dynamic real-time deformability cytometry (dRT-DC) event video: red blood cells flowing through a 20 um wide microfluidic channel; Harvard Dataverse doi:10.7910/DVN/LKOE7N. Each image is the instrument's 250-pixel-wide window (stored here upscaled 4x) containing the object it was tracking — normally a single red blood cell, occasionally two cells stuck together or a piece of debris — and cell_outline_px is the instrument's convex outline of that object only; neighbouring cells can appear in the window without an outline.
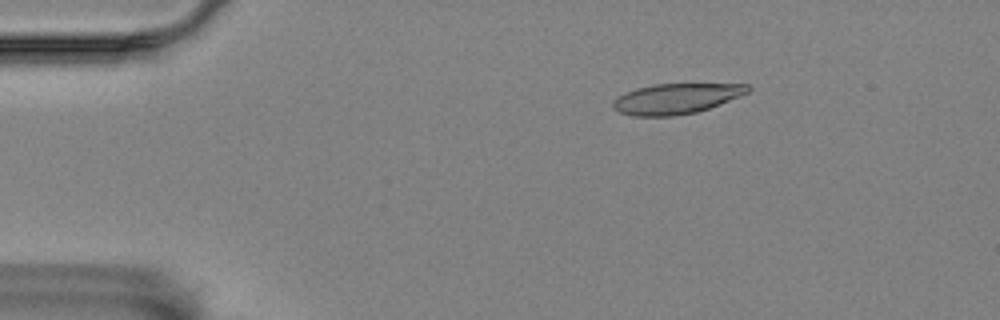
{"species": "Egyptian fruit bat (a non-hibernating species)", "species_latin": "Rousettus aegyptiacus", "temperature_condition": "room temperature", "stored_images_in_passage": 6, "camera_frame_rate_fps": 3000, "um_per_image_px": 0.085, "animal": {"sex": "female"}, "frame": {"image": 1, "passage_image": 3, "time_ms": 0.667, "image_size_px": [1000, 320], "cell_outline_px": [[752, 88], [748, 92], [740, 96], [720, 104], [696, 112], [672, 116], [632, 116], [620, 112], [612, 108], [612, 100], [636, 88], [656, 84], [748, 84]], "centroid_in_image_um": [57.47, 8.39], "position_along_channel_um": 27.5, "area_um2": 23.7}}